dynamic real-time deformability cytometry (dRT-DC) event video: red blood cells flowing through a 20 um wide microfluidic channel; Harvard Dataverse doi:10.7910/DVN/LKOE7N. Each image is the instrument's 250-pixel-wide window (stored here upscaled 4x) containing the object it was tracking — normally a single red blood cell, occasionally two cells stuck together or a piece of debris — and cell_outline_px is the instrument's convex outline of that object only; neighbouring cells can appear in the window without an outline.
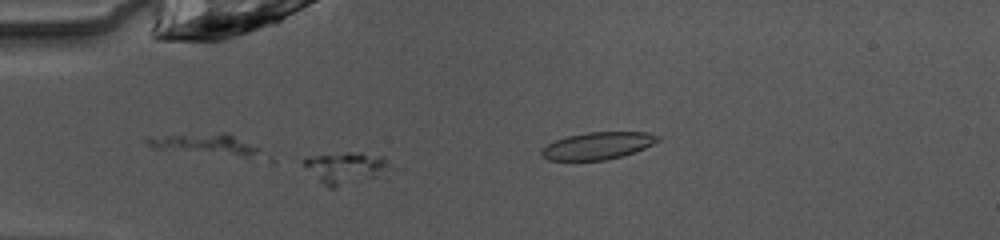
{"species": "common noctule bat (a hibernating species)", "species_latin": "Nyctalus noctula", "temperature_condition": "warm", "stored_images_in_passage": 10, "segment_of_instrument_passage": [1, 2], "camera_frame_rate_fps": 3000, "um_per_image_px": 0.085, "animal": {"sex": "female", "body_mass_g": 10.0, "forearm_length_mm": 53.1}, "frame": {"image": 1, "passage_image": 7, "time_ms": 2.0, "image_size_px": [1000, 240], "cell_outline_px": [[388, 164], [372, 176], [336, 188], [328, 188], [300, 160], [308, 156], [344, 152], [360, 152], [384, 156]], "centroid_in_image_um": [29.25, 14.21], "position_along_channel_um": 55.7, "area_um2": 14.97}}